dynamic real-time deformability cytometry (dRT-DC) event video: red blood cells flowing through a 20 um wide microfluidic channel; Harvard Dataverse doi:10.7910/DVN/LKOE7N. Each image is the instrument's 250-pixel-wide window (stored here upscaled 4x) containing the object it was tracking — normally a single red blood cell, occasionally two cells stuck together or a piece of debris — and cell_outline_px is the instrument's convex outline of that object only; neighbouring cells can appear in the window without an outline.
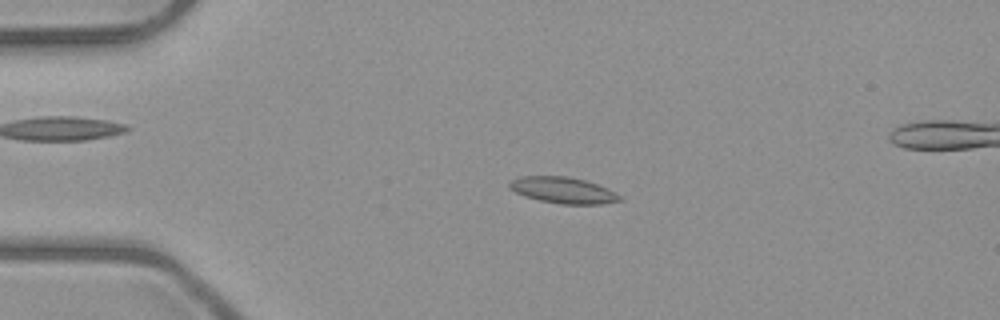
{"species": "common noctule bat (a hibernating species)", "species_latin": "Nyctalus noctula", "temperature_condition": "room temperature", "stored_images_in_passage": 5, "camera_frame_rate_fps": 3000, "um_per_image_px": 0.085, "animal": {"sex": "male", "body_mass_g": 23.1, "forearm_length_mm": 52.7}, "frame": {"image": 1, "passage_image": 4, "time_ms": 4.0, "image_size_px": [1000, 320], "cell_outline_px": [[624, 200], [600, 204], [560, 204], [540, 200], [524, 196], [508, 188], [508, 184], [512, 180], [520, 176], [568, 176], [584, 180], [608, 188], [616, 192]], "centroid_in_image_um": [47.86, 16.17], "position_along_channel_um": 37.1, "area_um2": 16.88}}